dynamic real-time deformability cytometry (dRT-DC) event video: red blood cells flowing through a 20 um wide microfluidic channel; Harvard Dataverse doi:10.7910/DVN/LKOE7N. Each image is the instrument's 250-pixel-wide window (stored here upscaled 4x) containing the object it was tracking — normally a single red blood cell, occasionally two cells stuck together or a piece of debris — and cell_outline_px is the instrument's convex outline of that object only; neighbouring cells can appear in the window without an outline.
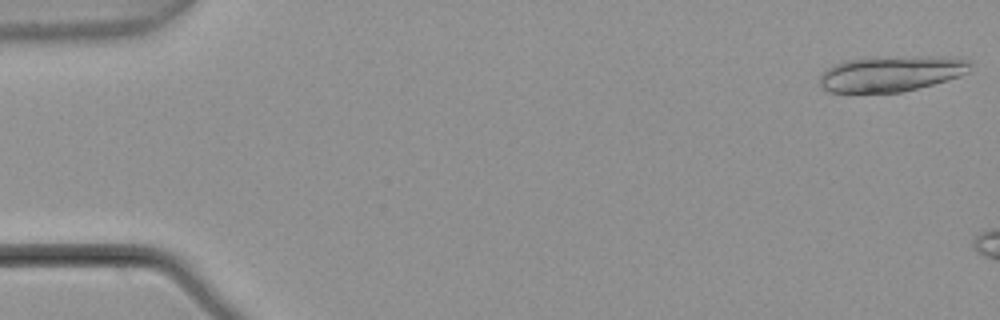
{"species": "common noctule bat (a hibernating species)", "species_latin": "Nyctalus noctula", "temperature_condition": "warm", "stored_images_in_passage": 3, "camera_frame_rate_fps": 3000, "um_per_image_px": 0.085, "animal": {"sex": "male", "body_mass_g": 21.5, "forearm_length_mm": 52.0}, "frame": {"image": 1, "passage_image": 1, "time_ms": 0.0, "image_size_px": [1000, 320], "cell_outline_px": [[972, 64], [968, 72], [960, 76], [948, 80], [900, 92], [828, 92], [820, 84], [820, 76], [832, 64], [844, 60], [916, 56], [952, 56], [968, 60]], "centroid_in_image_um": [75.79, 6.25], "position_along_channel_um": 9.2, "area_um2": 31.1}}